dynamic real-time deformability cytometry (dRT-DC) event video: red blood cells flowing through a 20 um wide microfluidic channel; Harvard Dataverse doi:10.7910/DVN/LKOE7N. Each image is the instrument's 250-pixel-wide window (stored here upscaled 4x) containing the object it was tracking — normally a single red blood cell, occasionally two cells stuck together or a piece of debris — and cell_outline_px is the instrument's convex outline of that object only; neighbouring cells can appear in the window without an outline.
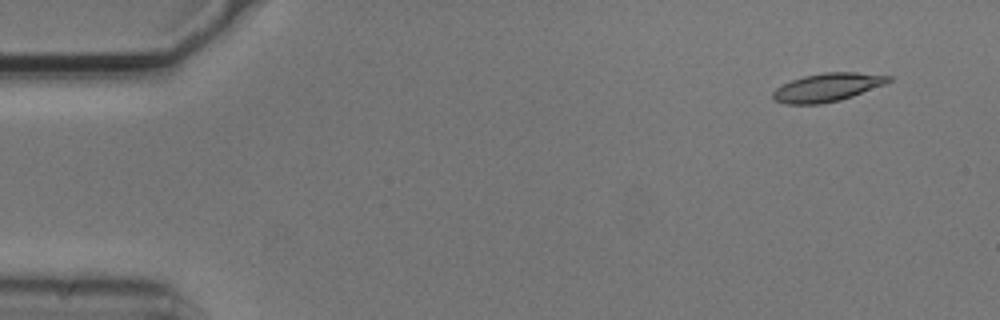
{"species": "common noctule bat (a hibernating species)", "species_latin": "Nyctalus noctula", "temperature_condition": "cold", "stored_images_in_passage": 4, "camera_frame_rate_fps": 3000, "um_per_image_px": 0.085, "animal": {"sex": "male", "body_mass_g": 20.5, "forearm_length_mm": 52.5}, "frame": {"image": 1, "passage_image": 1, "time_ms": 0.0, "image_size_px": [1000, 320], "cell_outline_px": [[892, 80], [884, 84], [852, 96], [840, 100], [820, 104], [788, 104], [776, 100], [772, 96], [772, 92], [776, 88], [792, 80], [804, 76], [824, 72], [856, 72], [892, 76]], "centroid_in_image_um": [70.33, 7.42], "position_along_channel_um": 14.7, "area_um2": 18.84}}
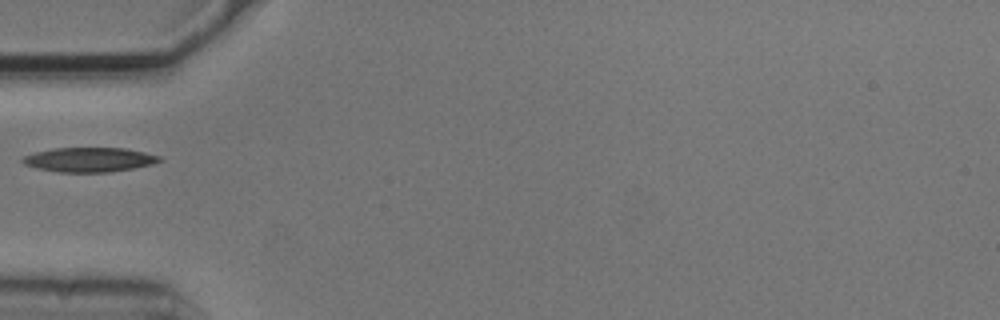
{"frame": {"image": 2, "passage_image": 3, "time_ms": 0.667, "image_size_px": [1000, 320], "cell_outline_px": [[164, 160], [152, 164], [132, 168], [108, 172], [60, 172], [36, 168], [24, 164], [20, 160], [24, 156], [36, 152], [52, 148], [124, 148], [164, 156]], "centroid_in_image_um": [7.62, 13.57], "position_along_channel_um": 77.4, "area_um2": 19.54}}
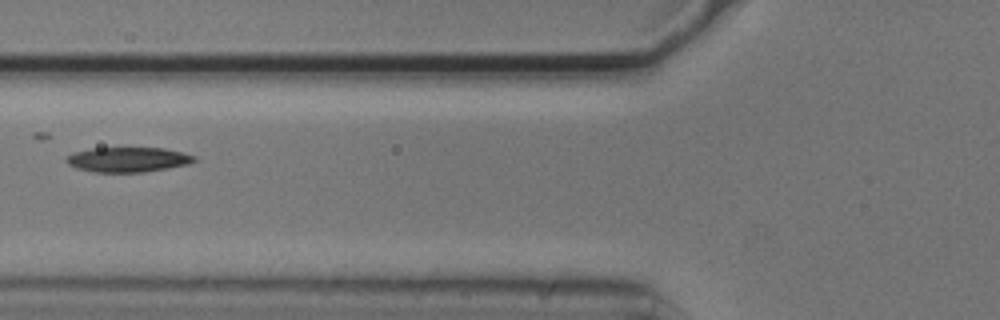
{"frame": {"image": 3, "passage_image": 4, "time_ms": 1.0, "image_size_px": [1000, 320], "cell_outline_px": [[196, 160], [188, 164], [168, 168], [144, 172], [92, 172], [76, 168], [68, 164], [64, 160], [72, 152], [92, 148], [164, 148], [196, 156]], "centroid_in_image_um": [10.84, 13.56], "position_along_channel_um": 115.0, "area_um2": 18.55}}